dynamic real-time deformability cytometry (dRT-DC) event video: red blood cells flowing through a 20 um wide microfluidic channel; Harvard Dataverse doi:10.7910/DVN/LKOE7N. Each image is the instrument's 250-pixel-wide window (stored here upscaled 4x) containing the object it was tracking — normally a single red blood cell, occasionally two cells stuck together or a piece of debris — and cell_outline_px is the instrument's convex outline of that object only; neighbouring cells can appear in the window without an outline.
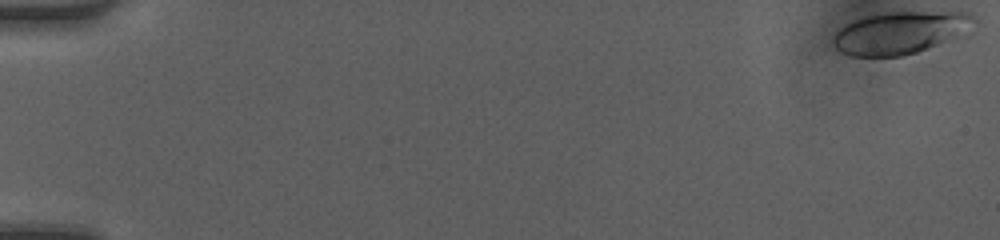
{"species": "human", "species_latin": "Homo sapiens", "temperature_condition": "room temperature", "stored_images_in_passage": 49, "camera_frame_rate_fps": 3000, "um_per_image_px": 0.085, "donor": {"sex": "female"}, "frame": {"image": 1, "passage_image": 1, "time_ms": 0.0, "image_size_px": [1000, 240], "cell_outline_px": [[976, 20], [956, 36], [948, 40], [928, 48], [904, 56], [852, 56], [840, 52], [836, 48], [832, 40], [832, 36], [840, 28], [856, 20], [868, 16], [888, 12], [968, 12]], "centroid_in_image_um": [76.44, 2.79], "position_along_channel_um": 8.6, "area_um2": 33.99}}
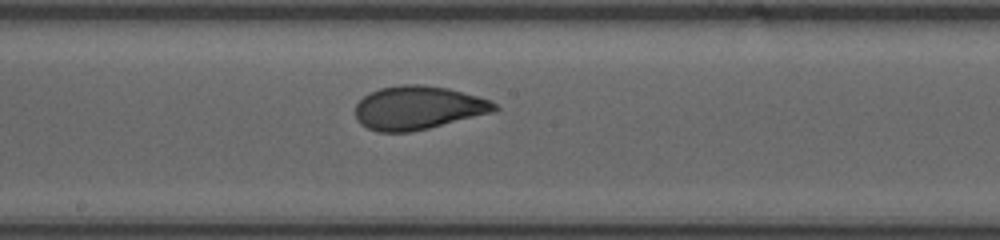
{"frame": {"image": 2, "passage_image": 28, "time_ms": 9.0, "image_size_px": [1000, 240], "cell_outline_px": [[500, 108], [496, 112], [428, 128], [408, 132], [376, 132], [360, 124], [356, 120], [356, 104], [368, 92], [380, 88], [400, 84], [424, 84], [448, 88], [492, 100]], "centroid_in_image_um": [35.55, 9.15], "position_along_channel_um": 212.6, "area_um2": 35.66}}
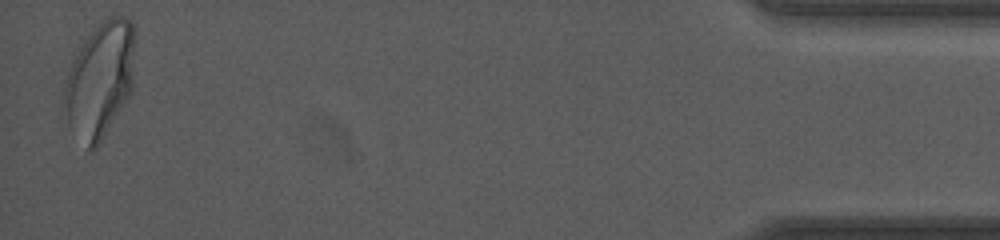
{"frame": {"image": 3, "passage_image": 49, "time_ms": 16.0, "image_size_px": [1000, 240], "cell_outline_px": [[132, 92], [96, 148], [92, 152], [88, 152], [60, 116], [64, 80], [80, 44], [104, 20], [112, 16], [124, 16], [132, 20]], "centroid_in_image_um": [8.39, 6.9], "position_along_channel_um": 426.8, "area_um2": 48.03}, "authors_computed_cell_mechanics": {"area_um2": 35.1424, "velocity_mm_per_s": 4.2144, "shape_relaxation_time_tau1_ms": 3.4969, "shape_relaxation_time_tau2_ms": 0.7279, "deformation_change_tau1": 0.1489, "deformation_change_tau2": 0.063}}